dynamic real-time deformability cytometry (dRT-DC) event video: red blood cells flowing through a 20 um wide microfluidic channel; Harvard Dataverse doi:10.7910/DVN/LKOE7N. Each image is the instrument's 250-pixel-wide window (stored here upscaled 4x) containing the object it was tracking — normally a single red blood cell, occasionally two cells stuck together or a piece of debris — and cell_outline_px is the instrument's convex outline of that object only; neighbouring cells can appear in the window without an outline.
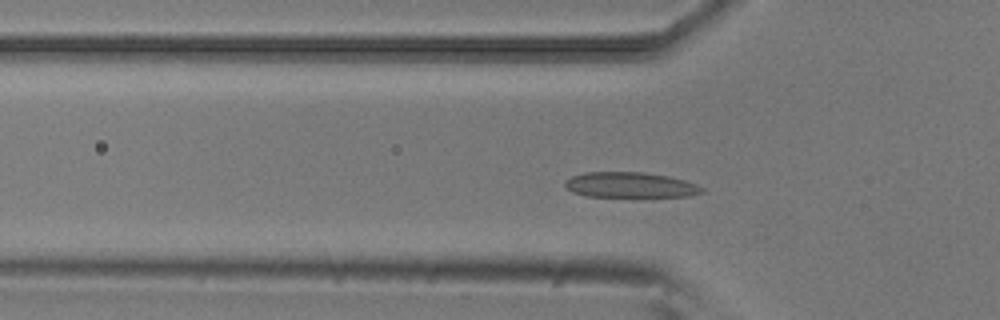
{"species": "common noctule bat (a hibernating species)", "species_latin": "Nyctalus noctula", "temperature_condition": "room temperature", "stored_images_in_passage": 50, "camera_frame_rate_fps": 3000, "um_per_image_px": 0.085, "animal": {"sex": "male", "body_mass_g": 20.5, "forearm_length_mm": 52.5}, "frame": {"image": 1, "passage_image": 13, "time_ms": 4.0, "image_size_px": [1000, 320], "cell_outline_px": [[704, 192], [688, 196], [584, 196], [572, 192], [564, 184], [564, 180], [572, 176], [584, 172], [644, 172], [668, 176], [684, 180], [696, 184], [704, 188]], "centroid_in_image_um": [53.54, 15.71], "position_along_channel_um": 72.3, "area_um2": 20.17}}
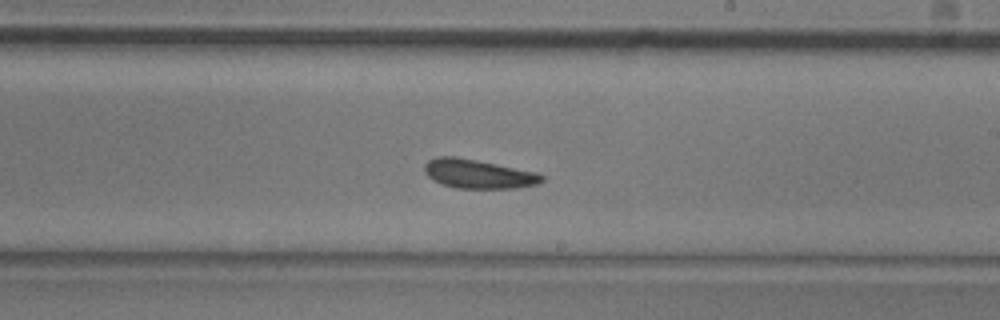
{"frame": {"image": 2, "passage_image": 27, "time_ms": 8.667, "image_size_px": [1000, 320], "cell_outline_px": [[544, 180], [536, 184], [516, 188], [456, 188], [440, 184], [432, 180], [424, 172], [424, 164], [428, 160], [436, 156], [456, 156], [536, 172], [544, 176]], "centroid_in_image_um": [40.6, 14.78], "position_along_channel_um": 248.4, "area_um2": 19.88}}
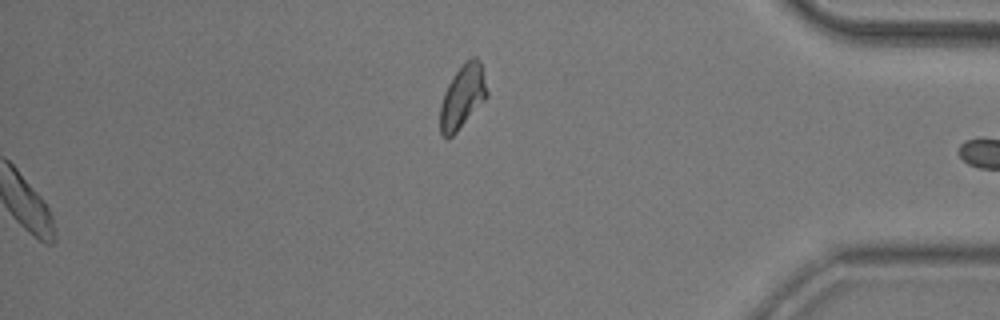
{"frame": {"image": 3, "passage_image": 50, "time_ms": 16.333, "image_size_px": [1000, 320], "cell_outline_px": [[488, 96], [456, 132], [452, 136], [444, 136], [440, 132], [440, 104], [444, 92], [448, 84], [456, 72], [472, 56], [476, 56], [480, 60], [488, 92]], "centroid_in_image_um": [39.32, 8.2], "position_along_channel_um": 395.9, "area_um2": 16.99}, "authors_computed_cell_mechanics": {"area_um2": 19.7387, "velocity_mm_per_s": 3.7587, "shape_relaxation_time_tau1_ms": 3.8253, "shape_relaxation_time_tau2_ms": 4.6552, "deformation_change_tau1": 0.1057, "deformation_change_tau2": 0.0829}}